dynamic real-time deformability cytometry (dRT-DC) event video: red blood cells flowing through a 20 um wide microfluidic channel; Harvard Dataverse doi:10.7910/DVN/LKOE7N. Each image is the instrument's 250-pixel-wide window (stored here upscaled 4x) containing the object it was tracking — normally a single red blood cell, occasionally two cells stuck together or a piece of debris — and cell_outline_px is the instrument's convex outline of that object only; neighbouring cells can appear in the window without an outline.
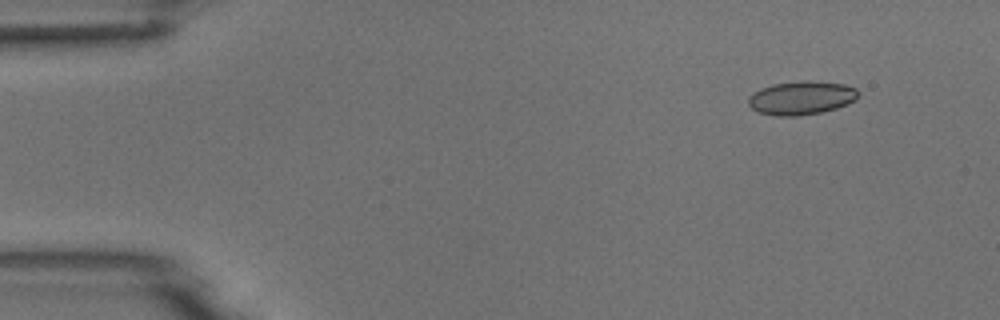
{"species": "common noctule bat (a hibernating species)", "species_latin": "Nyctalus noctula", "temperature_condition": "room temperature", "stored_images_in_passage": 5, "camera_frame_rate_fps": 3000, "um_per_image_px": 0.085, "animal": {"sex": "male", "body_mass_g": 18.8}, "frame": {"image": 1, "passage_image": 2, "time_ms": 1.0, "image_size_px": [1000, 320], "cell_outline_px": [[860, 92], [856, 100], [848, 104], [836, 108], [820, 112], [796, 116], [776, 116], [756, 112], [748, 104], [748, 96], [752, 92], [760, 88], [772, 84], [800, 80], [812, 80], [844, 84], [856, 88]], "centroid_in_image_um": [68.1, 8.31], "position_along_channel_um": 16.9, "area_um2": 21.91}}
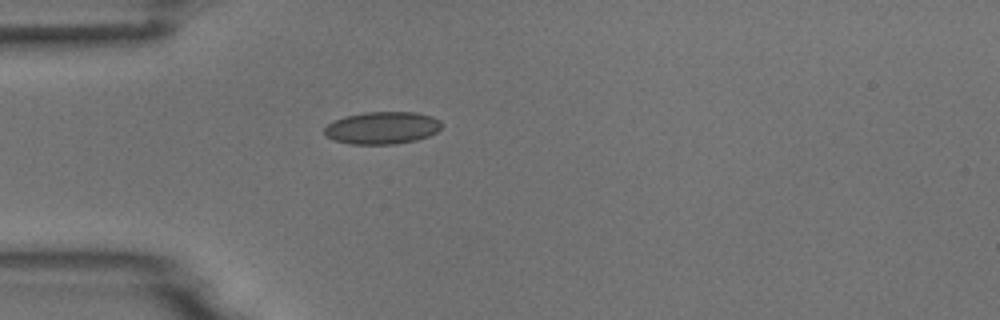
{"frame": {"image": 2, "passage_image": 5, "time_ms": 4.333, "image_size_px": [1000, 320], "cell_outline_px": [[440, 128], [436, 132], [428, 136], [416, 140], [396, 144], [352, 144], [336, 140], [324, 136], [324, 128], [328, 124], [344, 116], [364, 112], [416, 112], [432, 116], [440, 120]], "centroid_in_image_um": [32.48, 10.86], "position_along_channel_um": 52.5, "area_um2": 22.08}}